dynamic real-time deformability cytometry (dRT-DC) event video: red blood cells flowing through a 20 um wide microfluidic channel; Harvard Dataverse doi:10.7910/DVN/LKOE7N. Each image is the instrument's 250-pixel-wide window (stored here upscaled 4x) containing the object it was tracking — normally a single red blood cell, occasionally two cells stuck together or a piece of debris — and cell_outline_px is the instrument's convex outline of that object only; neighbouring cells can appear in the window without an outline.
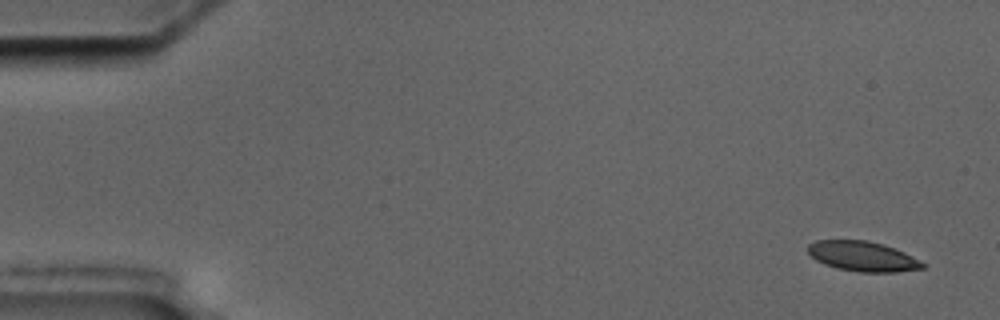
{"species": "common noctule bat (a hibernating species)", "species_latin": "Nyctalus noctula", "temperature_condition": "cold", "stored_images_in_passage": 5, "camera_frame_rate_fps": 3000, "um_per_image_px": 0.085, "animal": {"sex": "male", "body_mass_g": 17.5, "forearm_length_mm": 52.3}, "frame": {"image": 1, "passage_image": 1, "time_ms": 0.0, "image_size_px": [1000, 320], "cell_outline_px": [[924, 268], [896, 272], [856, 272], [836, 268], [824, 264], [816, 260], [808, 252], [808, 244], [816, 240], [868, 240], [904, 252], [924, 264]], "centroid_in_image_um": [73.27, 21.79], "position_along_channel_um": 11.7, "area_um2": 19.83}}
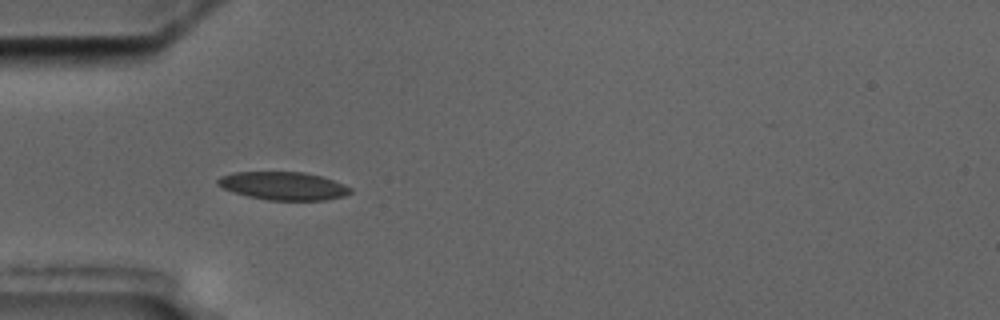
{"frame": {"image": 2, "passage_image": 4, "time_ms": 5.0, "image_size_px": [1000, 320], "cell_outline_px": [[352, 192], [344, 196], [324, 200], [268, 200], [248, 196], [232, 192], [220, 188], [216, 184], [216, 180], [220, 176], [232, 172], [304, 172], [320, 176], [344, 184], [352, 188]], "centroid_in_image_um": [24.03, 15.8], "position_along_channel_um": 61.0, "area_um2": 21.85}}
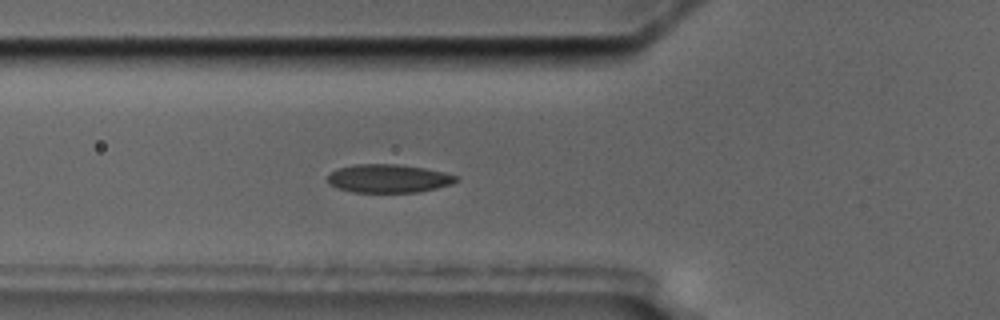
{"frame": {"image": 3, "passage_image": 5, "time_ms": 6.0, "image_size_px": [1000, 320], "cell_outline_px": [[460, 180], [452, 184], [420, 192], [352, 192], [328, 184], [328, 176], [336, 168], [352, 164], [396, 164], [424, 168], [444, 172], [460, 176]], "centroid_in_image_um": [33.05, 15.16], "position_along_channel_um": 92.7, "area_um2": 21.39}}